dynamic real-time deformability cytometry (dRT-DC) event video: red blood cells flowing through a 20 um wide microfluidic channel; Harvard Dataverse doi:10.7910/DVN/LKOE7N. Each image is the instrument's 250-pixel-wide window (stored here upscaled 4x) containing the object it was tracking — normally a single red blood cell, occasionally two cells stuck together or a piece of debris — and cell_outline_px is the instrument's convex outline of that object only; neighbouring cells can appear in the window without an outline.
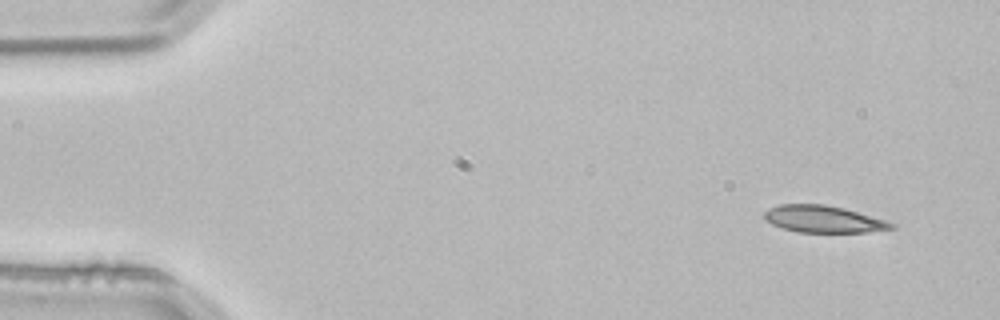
{"species": "common noctule bat (a hibernating species)", "species_latin": "Nyctalus noctula", "temperature_condition": "room temperature", "stored_images_in_passage": 3, "camera_frame_rate_fps": 3000, "um_per_image_px": 0.085, "animal": {"sex": "male", "body_mass_g": 21.5, "forearm_length_mm": 52.0}, "frame": {"image": 1, "passage_image": 1, "time_ms": 0.0, "image_size_px": [1000, 320], "cell_outline_px": [[896, 228], [868, 232], [796, 232], [772, 224], [764, 220], [764, 212], [768, 208], [780, 204], [824, 204], [844, 208], [884, 220], [896, 224]], "centroid_in_image_um": [69.97, 18.62], "position_along_channel_um": 15.0, "area_um2": 19.94}}
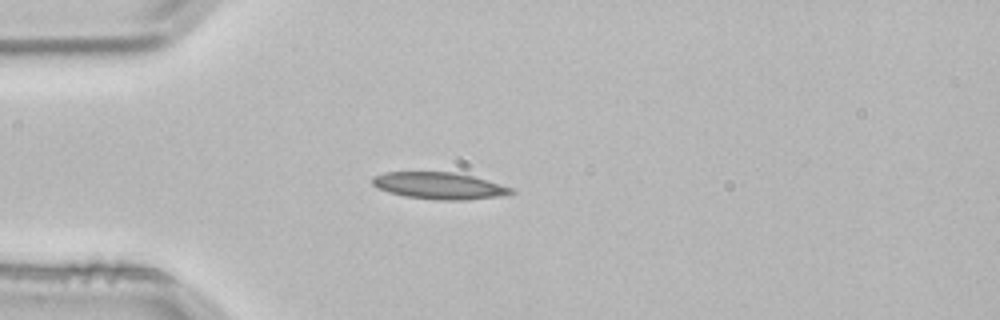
{"frame": {"image": 2, "passage_image": 3, "time_ms": 0.667, "image_size_px": [1000, 320], "cell_outline_px": [[516, 192], [496, 196], [464, 200], [440, 200], [404, 196], [388, 192], [376, 188], [372, 184], [372, 176], [384, 172], [452, 172], [472, 176], [516, 188]], "centroid_in_image_um": [37.31, 15.78], "position_along_channel_um": 47.7, "area_um2": 21.68}}